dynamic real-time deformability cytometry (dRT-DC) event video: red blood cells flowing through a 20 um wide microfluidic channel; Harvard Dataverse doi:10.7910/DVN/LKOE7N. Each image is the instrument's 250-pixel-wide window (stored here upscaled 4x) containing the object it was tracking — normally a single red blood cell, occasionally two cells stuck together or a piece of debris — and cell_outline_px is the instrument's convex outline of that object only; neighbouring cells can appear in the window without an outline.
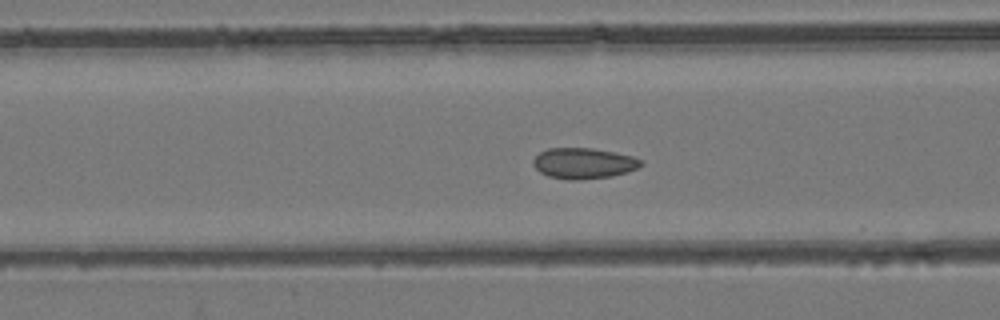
{"species": "common noctule bat (a hibernating species)", "species_latin": "Nyctalus noctula", "temperature_condition": "room temperature", "stored_images_in_passage": 38, "camera_frame_rate_fps": 3000, "um_per_image_px": 0.085, "animal": {"sex": "female", "body_mass_g": 24.6, "forearm_length_mm": 56.2}, "frame": {"image": 1, "passage_image": 10, "time_ms": 3.0, "image_size_px": [1000, 320], "cell_outline_px": [[644, 164], [636, 168], [612, 176], [580, 180], [568, 180], [548, 176], [540, 172], [532, 164], [532, 160], [540, 152], [548, 148], [592, 148], [632, 156], [640, 160]], "centroid_in_image_um": [49.56, 13.88], "position_along_channel_um": 117.0, "area_um2": 19.19}}
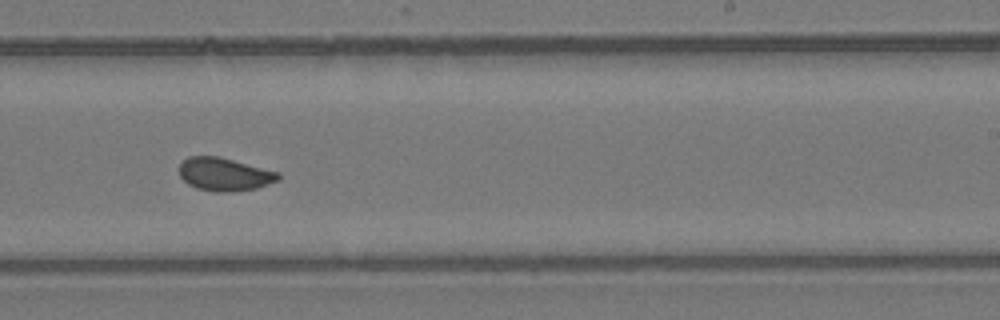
{"frame": {"image": 2, "passage_image": 22, "time_ms": 7.0, "image_size_px": [1000, 320], "cell_outline_px": [[280, 180], [256, 188], [228, 192], [216, 192], [196, 188], [188, 184], [180, 176], [180, 164], [188, 156], [220, 156], [280, 172]], "centroid_in_image_um": [19.1, 14.81], "position_along_channel_um": 269.9, "area_um2": 19.19}}
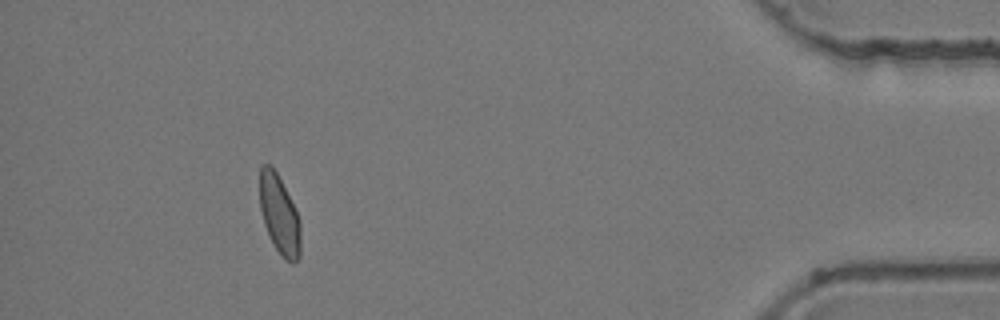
{"frame": {"image": 3, "passage_image": 38, "time_ms": 12.333, "image_size_px": [1000, 320], "cell_outline_px": [[300, 256], [292, 264], [284, 260], [276, 248], [264, 224], [260, 208], [260, 164], [272, 164], [300, 220]], "centroid_in_image_um": [23.74, 18.26], "position_along_channel_um": 411.5, "area_um2": 18.5}, "authors_computed_cell_mechanics": {"area_um2": 18.6694, "velocity_mm_per_s": 3.8321, "shape_relaxation_time_tau1_ms": null, "shape_relaxation_time_tau2_ms": 0.7725, "deformation_change_tau1": null, "deformation_change_tau2": 0.0465}}